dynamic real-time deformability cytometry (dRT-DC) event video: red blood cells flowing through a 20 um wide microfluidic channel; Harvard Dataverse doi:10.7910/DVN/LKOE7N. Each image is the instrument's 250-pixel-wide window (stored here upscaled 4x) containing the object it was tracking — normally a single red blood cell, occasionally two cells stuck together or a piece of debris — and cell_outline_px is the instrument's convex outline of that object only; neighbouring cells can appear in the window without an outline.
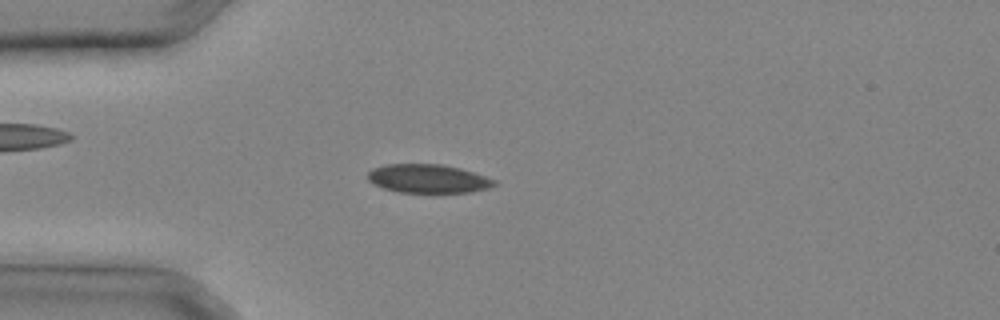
{"species": "common noctule bat (a hibernating species)", "species_latin": "Nyctalus noctula", "temperature_condition": "cold", "stored_images_in_passage": 27, "camera_frame_rate_fps": 3000, "um_per_image_px": 0.085, "animal": {"sex": "male", "body_mass_g": 20.4}, "frame": {"image": 1, "passage_image": 8, "time_ms": 2.333, "image_size_px": [1000, 320], "cell_outline_px": [[496, 184], [488, 188], [468, 192], [400, 192], [384, 188], [368, 180], [368, 172], [372, 168], [384, 164], [444, 164], [460, 168], [496, 180]], "centroid_in_image_um": [36.37, 15.17], "position_along_channel_um": 48.6, "area_um2": 20.92}}
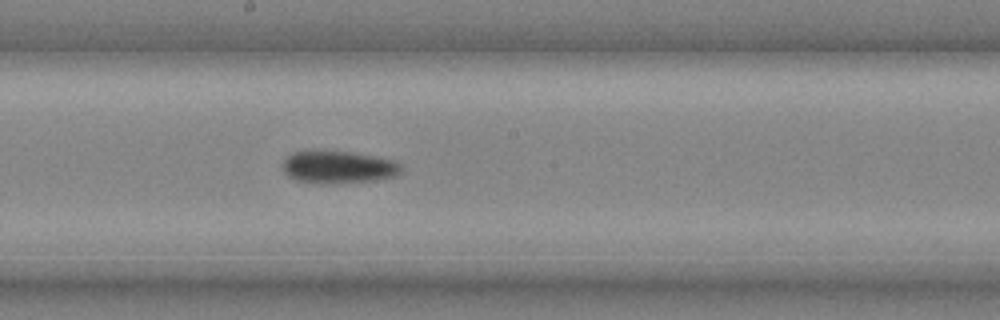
{"frame": {"image": 2, "passage_image": 17, "time_ms": 5.333, "image_size_px": [1000, 320], "cell_outline_px": [[404, 168], [396, 176], [376, 180], [332, 184], [320, 184], [296, 180], [288, 176], [284, 172], [284, 160], [292, 152], [352, 152], [396, 160]], "centroid_in_image_um": [28.81, 14.23], "position_along_channel_um": 219.4, "area_um2": 22.37}}
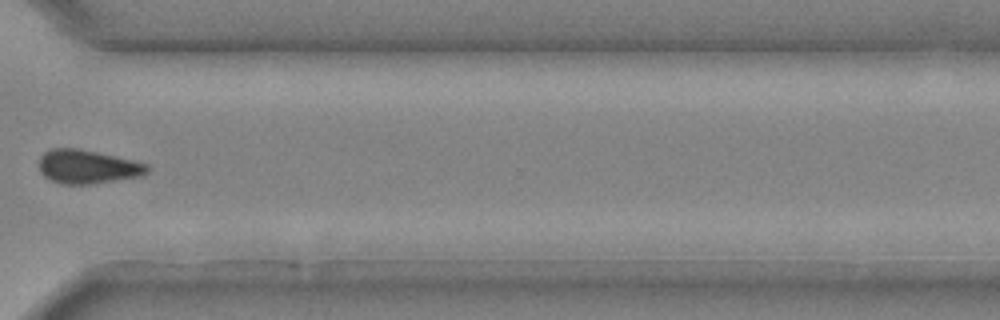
{"frame": {"image": 3, "passage_image": 24, "time_ms": 7.667, "image_size_px": [1000, 320], "cell_outline_px": [[152, 168], [144, 176], [92, 184], [60, 184], [44, 176], [40, 172], [40, 156], [48, 148], [76, 148], [96, 152], [132, 160], [148, 164]], "centroid_in_image_um": [7.47, 14.18], "position_along_channel_um": 363.1, "area_um2": 21.44}}